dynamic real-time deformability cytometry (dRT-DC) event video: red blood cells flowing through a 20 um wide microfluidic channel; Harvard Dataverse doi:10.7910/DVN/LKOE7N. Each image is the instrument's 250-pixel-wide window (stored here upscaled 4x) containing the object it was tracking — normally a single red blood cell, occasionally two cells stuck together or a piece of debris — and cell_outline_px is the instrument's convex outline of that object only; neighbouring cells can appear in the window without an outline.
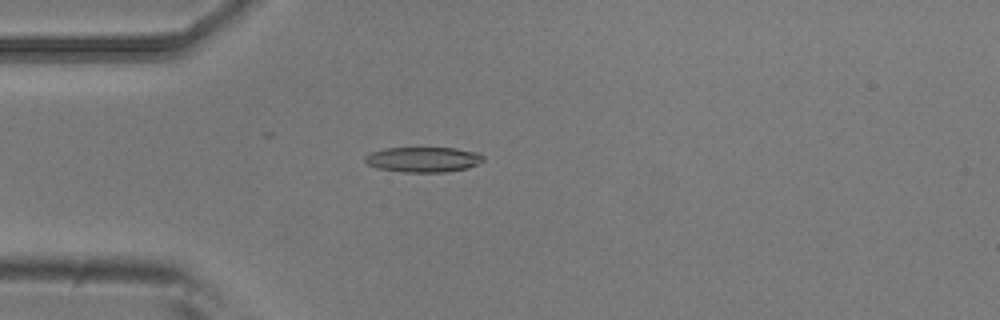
{"species": "common noctule bat (a hibernating species)", "species_latin": "Nyctalus noctula", "temperature_condition": "room temperature", "stored_images_in_passage": 5, "camera_frame_rate_fps": 3000, "um_per_image_px": 0.085, "animal": {"sex": "male", "body_mass_g": 20.5, "forearm_length_mm": 52.5}, "frame": {"image": 1, "passage_image": 5, "time_ms": 1.333, "image_size_px": [1000, 320], "cell_outline_px": [[484, 160], [468, 168], [448, 172], [404, 172], [380, 168], [368, 164], [364, 160], [364, 156], [372, 152], [384, 148], [456, 148], [480, 152], [484, 156]], "centroid_in_image_um": [36.02, 13.55], "position_along_channel_um": 49.0, "area_um2": 17.4}}